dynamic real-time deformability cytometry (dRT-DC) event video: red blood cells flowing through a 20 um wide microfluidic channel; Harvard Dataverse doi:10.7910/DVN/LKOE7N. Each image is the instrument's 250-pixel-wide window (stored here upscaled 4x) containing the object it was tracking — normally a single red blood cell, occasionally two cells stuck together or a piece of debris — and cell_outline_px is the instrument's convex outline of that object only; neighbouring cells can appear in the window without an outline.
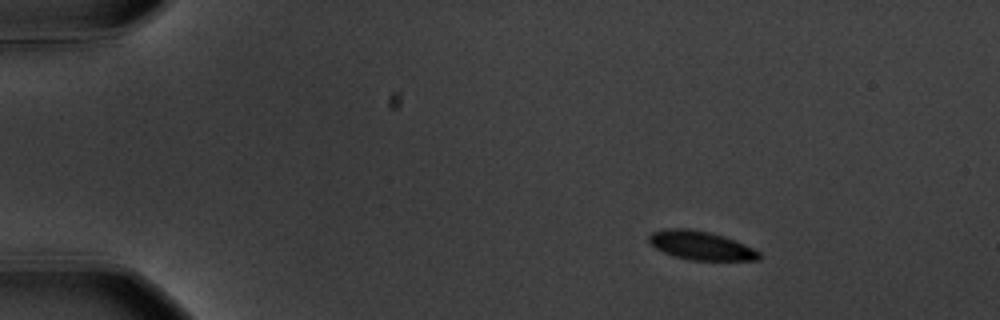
{"species": "common noctule bat (a hibernating species)", "species_latin": "Nyctalus noctula", "temperature_condition": "warm", "stored_images_in_passage": 50, "camera_frame_rate_fps": 3000, "um_per_image_px": 0.085, "animal": {"sex": "male", "body_mass_g": 20.1, "forearm_length_mm": 53.5}, "frame": {"image": 1, "passage_image": 1, "time_ms": 0.0, "image_size_px": [1000, 320], "cell_outline_px": [[760, 260], [688, 260], [672, 256], [656, 248], [648, 240], [648, 236], [652, 232], [668, 228], [688, 228], [708, 232], [724, 236], [736, 240], [760, 252]], "centroid_in_image_um": [59.57, 20.87], "position_along_channel_um": 25.4, "area_um2": 18.44}}
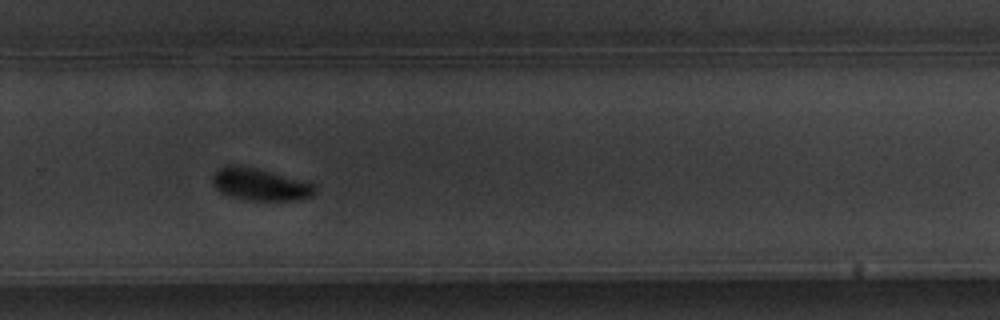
{"frame": {"image": 2, "passage_image": 32, "time_ms": 10.333, "image_size_px": [1000, 320], "cell_outline_px": [[316, 192], [312, 196], [292, 200], [252, 200], [232, 196], [220, 192], [212, 184], [212, 176], [220, 168], [228, 164], [232, 164], [256, 168], [316, 184]], "centroid_in_image_um": [22.1, 15.67], "position_along_channel_um": 307.7, "area_um2": 18.96}}
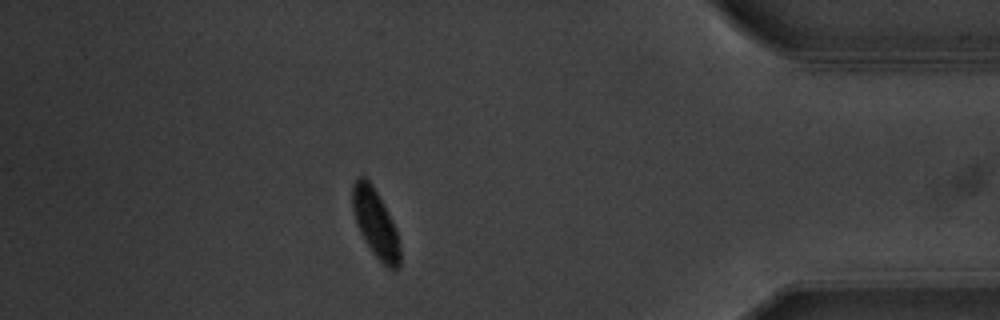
{"frame": {"image": 3, "passage_image": 43, "time_ms": 14.0, "image_size_px": [1000, 320], "cell_outline_px": [[400, 268], [388, 268], [372, 252], [364, 240], [356, 224], [352, 208], [352, 184], [360, 176], [364, 176], [372, 184], [396, 228], [400, 248]], "centroid_in_image_um": [31.9, 18.98], "position_along_channel_um": 403.3, "area_um2": 18.67}, "authors_computed_cell_mechanics": {"area_um2": 19.363, "velocity_mm_per_s": 3.5549, "shape_relaxation_time_tau1_ms": 2.3415, "shape_relaxation_time_tau2_ms": null, "deformation_change_tau1": 0.0889, "deformation_change_tau2": null}}